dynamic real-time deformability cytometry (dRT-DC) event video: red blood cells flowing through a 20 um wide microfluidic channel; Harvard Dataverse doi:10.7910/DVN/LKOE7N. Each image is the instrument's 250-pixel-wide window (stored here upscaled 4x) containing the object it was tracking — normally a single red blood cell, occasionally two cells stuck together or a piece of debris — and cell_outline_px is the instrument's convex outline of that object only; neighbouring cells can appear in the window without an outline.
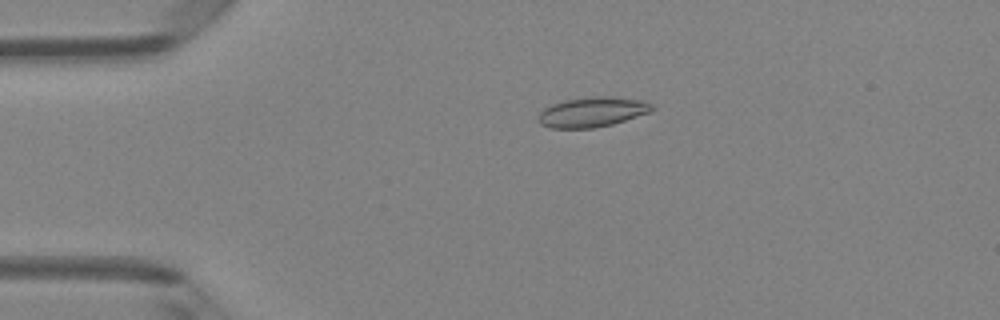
{"species": "Egyptian fruit bat (a non-hibernating species)", "species_latin": "Rousettus aegyptiacus", "temperature_condition": "room temperature", "stored_images_in_passage": 50, "camera_frame_rate_fps": 3000, "um_per_image_px": 0.085, "animal": {"sex": "female"}, "frame": {"image": 1, "passage_image": 11, "time_ms": 3.333, "image_size_px": [1000, 320], "cell_outline_px": [[656, 108], [648, 112], [612, 124], [596, 128], [548, 128], [540, 124], [536, 120], [540, 112], [544, 108], [552, 104], [564, 100], [592, 96], [612, 96], [640, 100], [652, 104]], "centroid_in_image_um": [50.29, 9.52], "position_along_channel_um": 34.7, "area_um2": 19.88}}
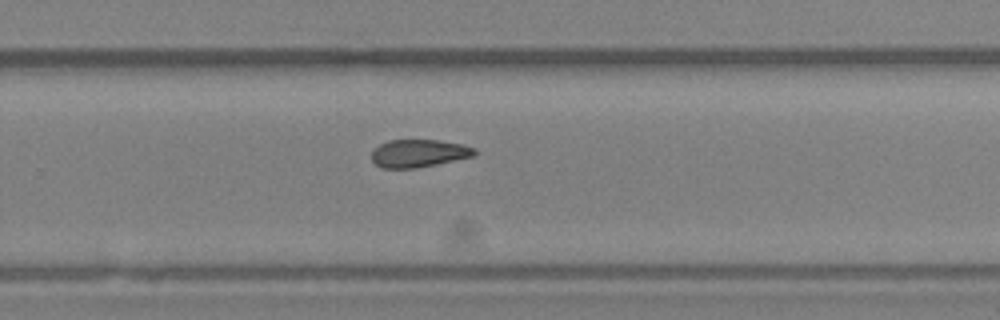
{"frame": {"image": 2, "passage_image": 33, "time_ms": 10.667, "image_size_px": [1000, 320], "cell_outline_px": [[476, 156], [416, 168], [384, 168], [376, 164], [372, 160], [372, 152], [380, 144], [388, 140], [440, 140], [464, 144], [476, 148]], "centroid_in_image_um": [35.65, 13.02], "position_along_channel_um": 294.2, "area_um2": 16.7}}
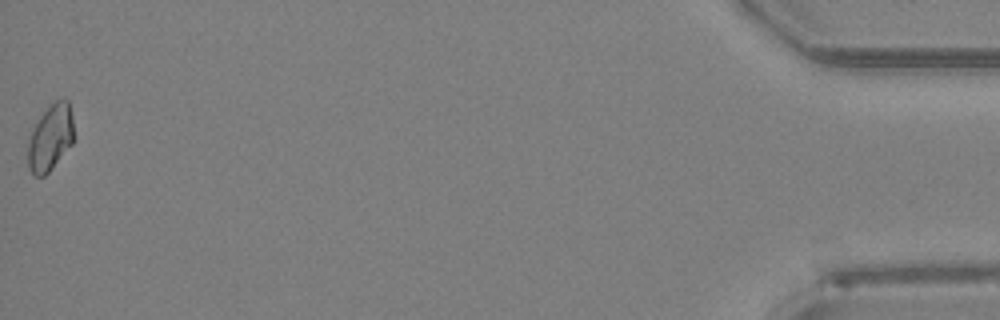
{"frame": {"image": 3, "passage_image": 50, "time_ms": 16.333, "image_size_px": [1000, 320], "cell_outline_px": [[72, 144], [48, 172], [44, 176], [36, 176], [28, 168], [28, 140], [32, 128], [40, 116], [56, 100], [64, 96], [68, 100], [72, 116]], "centroid_in_image_um": [4.27, 11.68], "position_along_channel_um": 430.9, "area_um2": 17.51}, "authors_computed_cell_mechanics": {"area_um2": 17.7157, "velocity_mm_per_s": 4.102, "shape_relaxation_time_tau1_ms": null, "shape_relaxation_time_tau2_ms": 6.3506, "deformation_change_tau1": null, "deformation_change_tau2": 0.1055}}